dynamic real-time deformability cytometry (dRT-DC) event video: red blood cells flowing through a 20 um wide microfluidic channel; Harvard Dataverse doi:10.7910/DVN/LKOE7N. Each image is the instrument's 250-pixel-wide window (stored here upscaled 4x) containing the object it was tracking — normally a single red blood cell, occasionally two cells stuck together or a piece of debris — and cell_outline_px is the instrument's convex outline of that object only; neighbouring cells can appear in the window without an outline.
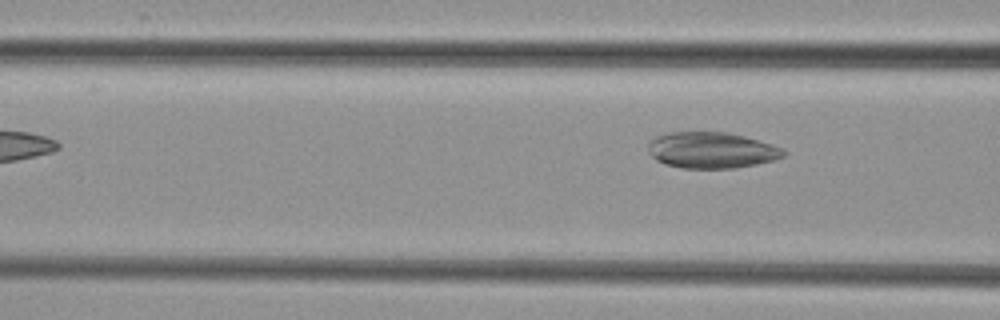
{"species": "common noctule bat (a hibernating species)", "species_latin": "Nyctalus noctula", "temperature_condition": "cold", "stored_images_in_passage": 6, "camera_frame_rate_fps": 3000, "um_per_image_px": 0.085, "animal": {"sex": "female", "body_mass_g": 29.2, "forearm_length_mm": 56.3}, "frame": {"image": 1, "passage_image": 6, "time_ms": 6.667, "image_size_px": [1000, 320], "cell_outline_px": [[788, 152], [784, 156], [772, 160], [756, 164], [736, 168], [680, 168], [664, 164], [656, 160], [648, 152], [648, 144], [656, 136], [664, 132], [724, 132], [744, 136], [772, 144], [784, 148]], "centroid_in_image_um": [60.47, 12.77], "position_along_channel_um": 106.1, "area_um2": 28.67}}